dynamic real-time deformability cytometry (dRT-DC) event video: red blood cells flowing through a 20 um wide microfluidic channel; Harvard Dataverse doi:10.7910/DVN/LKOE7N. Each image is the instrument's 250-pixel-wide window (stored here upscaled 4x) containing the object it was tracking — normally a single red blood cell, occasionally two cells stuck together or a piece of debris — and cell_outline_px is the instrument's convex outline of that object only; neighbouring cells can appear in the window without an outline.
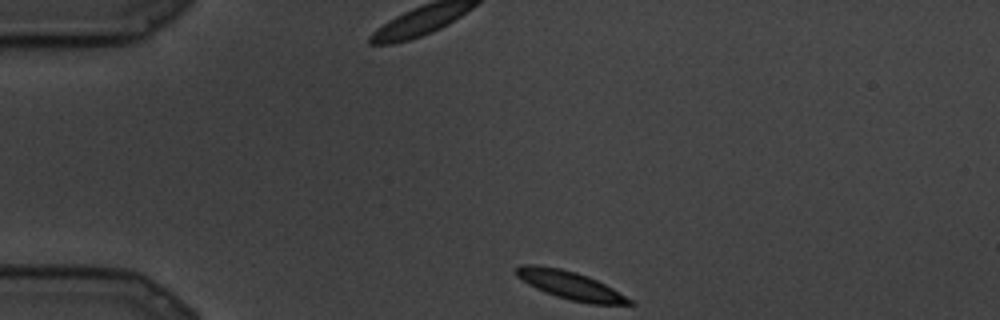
{"species": "common noctule bat (a hibernating species)", "species_latin": "Nyctalus noctula", "temperature_condition": "cold", "stored_images_in_passage": 76, "camera_frame_rate_fps": 3000, "um_per_image_px": 0.085, "animal": {"sex": "male", "body_mass_g": 19.5, "forearm_length_mm": 54.6}, "frame": {"image": 1, "passage_image": 1, "time_ms": 0.0, "image_size_px": [1000, 320], "cell_outline_px": [[636, 304], [588, 304], [556, 296], [544, 292], [528, 284], [516, 276], [516, 268], [520, 264], [536, 264], [560, 268], [576, 272], [588, 276], [612, 288], [632, 300]], "centroid_in_image_um": [48.43, 24.23], "position_along_channel_um": 36.6, "area_um2": 18.44}}
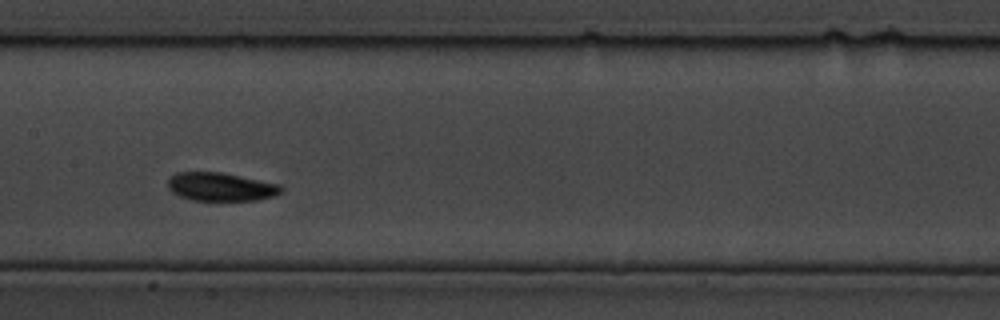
{"frame": {"image": 2, "passage_image": 29, "time_ms": 9.333, "image_size_px": [1000, 320], "cell_outline_px": [[284, 188], [280, 192], [272, 196], [256, 200], [192, 200], [180, 196], [172, 192], [168, 188], [168, 180], [176, 172], [220, 172], [280, 184]], "centroid_in_image_um": [18.75, 15.87], "position_along_channel_um": 188.7, "area_um2": 18.55}}
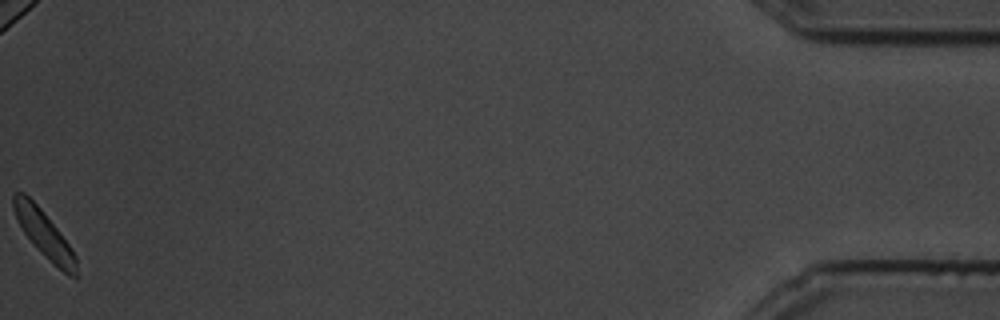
{"frame": {"image": 3, "passage_image": 76, "time_ms": 25.0, "image_size_px": [1000, 320], "cell_outline_px": [[76, 276], [68, 276], [24, 232], [12, 208], [12, 196], [16, 192], [24, 192], [40, 208], [72, 248], [76, 256]], "centroid_in_image_um": [3.74, 19.81], "position_along_channel_um": 431.5, "area_um2": 15.95}}